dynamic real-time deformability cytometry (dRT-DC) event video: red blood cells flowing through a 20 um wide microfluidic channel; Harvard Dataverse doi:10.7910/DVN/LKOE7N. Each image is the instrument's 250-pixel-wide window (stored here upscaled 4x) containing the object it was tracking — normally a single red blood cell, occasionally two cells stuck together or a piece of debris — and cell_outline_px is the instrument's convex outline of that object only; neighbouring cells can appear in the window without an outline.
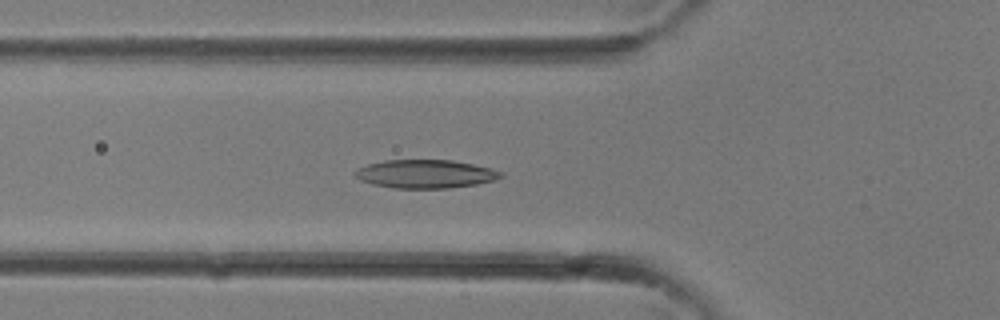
{"species": "common noctule bat (a hibernating species)", "species_latin": "Nyctalus noctula", "temperature_condition": "room temperature", "stored_images_in_passage": 32, "camera_frame_rate_fps": 3000, "um_per_image_px": 0.085, "animal": {"sex": "female"}, "frame": {"image": 1, "passage_image": 11, "time_ms": 3.333, "image_size_px": [1000, 320], "cell_outline_px": [[504, 176], [496, 180], [476, 184], [448, 188], [392, 188], [372, 184], [360, 180], [352, 172], [368, 164], [384, 160], [452, 160], [492, 168], [504, 172]], "centroid_in_image_um": [36.19, 14.78], "position_along_channel_um": 89.6, "area_um2": 24.22}}
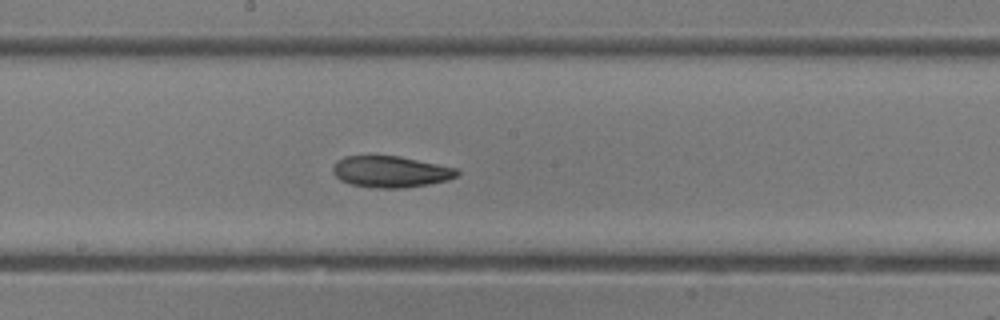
{"frame": {"image": 2, "passage_image": 17, "time_ms": 5.333, "image_size_px": [1000, 320], "cell_outline_px": [[460, 172], [456, 176], [448, 180], [428, 184], [404, 188], [376, 188], [352, 184], [340, 180], [332, 172], [332, 168], [336, 160], [344, 156], [400, 156], [456, 168]], "centroid_in_image_um": [33.18, 14.59], "position_along_channel_um": 215.0, "area_um2": 22.66}}
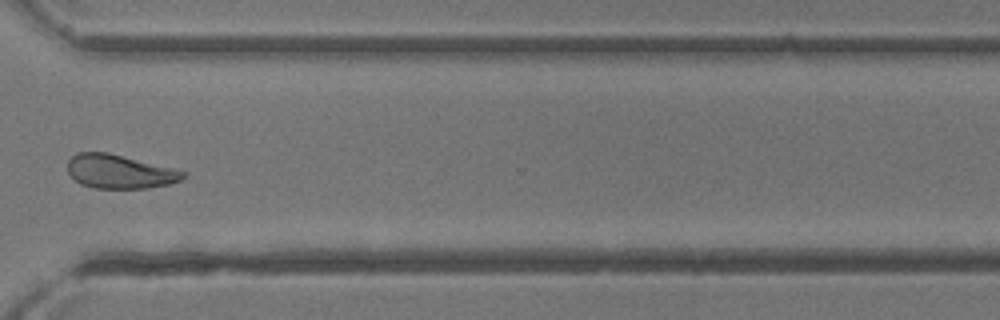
{"frame": {"image": 3, "passage_image": 24, "time_ms": 7.667, "image_size_px": [1000, 320], "cell_outline_px": [[188, 176], [180, 180], [168, 184], [148, 188], [96, 188], [80, 184], [68, 172], [68, 160], [76, 152], [108, 152], [188, 172]], "centroid_in_image_um": [10.18, 14.58], "position_along_channel_um": 360.4, "area_um2": 22.72}}